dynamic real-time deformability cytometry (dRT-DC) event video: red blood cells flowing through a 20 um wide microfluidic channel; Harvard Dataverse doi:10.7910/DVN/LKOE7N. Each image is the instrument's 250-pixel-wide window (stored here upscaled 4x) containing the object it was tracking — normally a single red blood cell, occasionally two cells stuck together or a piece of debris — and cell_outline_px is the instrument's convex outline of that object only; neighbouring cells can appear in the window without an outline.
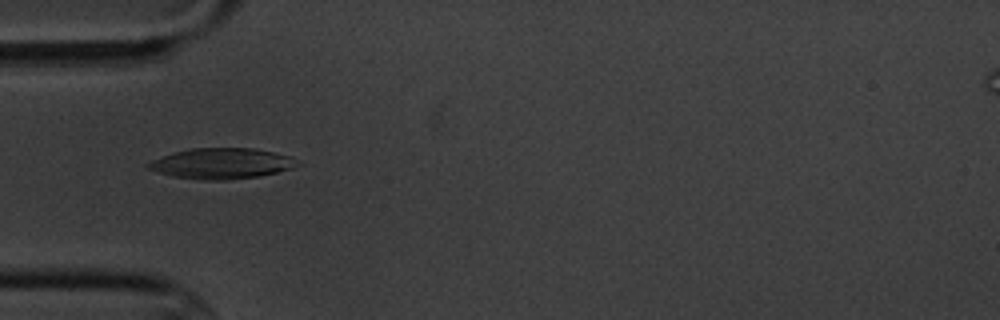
{"species": "common noctule bat (a hibernating species)", "species_latin": "Nyctalus noctula", "temperature_condition": "cold", "stored_images_in_passage": 9, "camera_frame_rate_fps": 3000, "um_per_image_px": 0.085, "animal": {"sex": "male", "body_mass_g": 20.1, "forearm_length_mm": 53.5}, "frame": {"image": 1, "passage_image": 6, "time_ms": 5.667, "image_size_px": [1000, 320], "cell_outline_px": [[304, 164], [292, 168], [260, 176], [224, 180], [200, 180], [172, 176], [156, 172], [148, 168], [144, 164], [152, 160], [172, 152], [192, 148], [252, 148], [292, 156]], "centroid_in_image_um": [18.84, 13.89], "position_along_channel_um": 66.2, "area_um2": 26.88}}
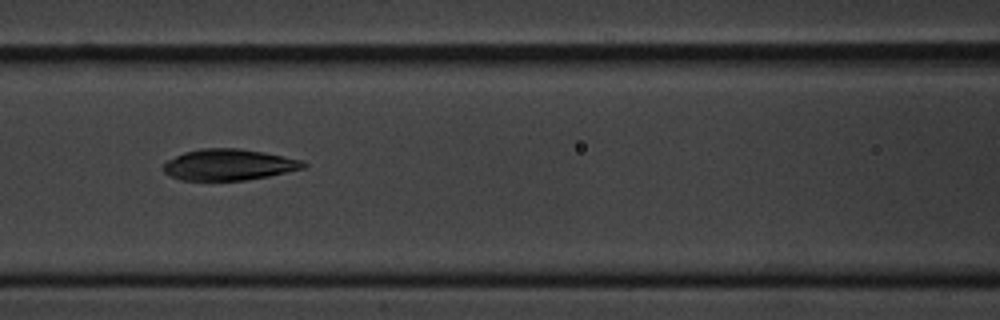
{"frame": {"image": 2, "passage_image": 8, "time_ms": 8.0, "image_size_px": [1000, 320], "cell_outline_px": [[308, 164], [304, 168], [268, 176], [244, 180], [180, 180], [164, 172], [160, 168], [168, 160], [184, 152], [200, 148], [240, 148], [264, 152], [304, 160]], "centroid_in_image_um": [19.45, 13.99], "position_along_channel_um": 147.1, "area_um2": 25.49}}
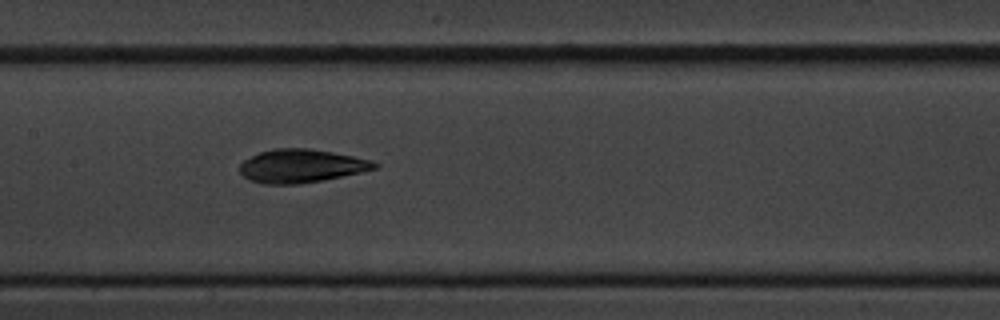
{"frame": {"image": 3, "passage_image": 9, "time_ms": 9.0, "image_size_px": [1000, 320], "cell_outline_px": [[380, 164], [376, 168], [360, 172], [300, 184], [264, 184], [248, 180], [240, 172], [240, 164], [244, 160], [260, 152], [272, 148], [308, 148], [332, 152], [372, 160]], "centroid_in_image_um": [25.58, 14.1], "position_along_channel_um": 181.8, "area_um2": 26.01}}